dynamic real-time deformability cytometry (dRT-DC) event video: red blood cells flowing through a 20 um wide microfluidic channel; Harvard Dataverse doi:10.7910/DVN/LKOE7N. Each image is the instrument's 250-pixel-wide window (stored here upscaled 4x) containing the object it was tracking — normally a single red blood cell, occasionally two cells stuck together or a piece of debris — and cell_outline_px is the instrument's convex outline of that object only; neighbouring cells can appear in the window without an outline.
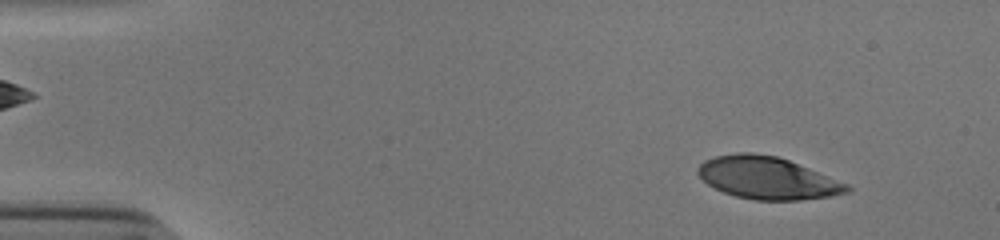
{"species": "human", "species_latin": "Homo sapiens", "temperature_condition": "cold", "stored_images_in_passage": 52, "camera_frame_rate_fps": 3000, "um_per_image_px": 0.085, "donor": {"sex": "male"}, "frame": {"image": 1, "passage_image": 5, "time_ms": 1.333, "image_size_px": [1000, 240], "cell_outline_px": [[852, 192], [832, 196], [800, 200], [752, 200], [736, 196], [724, 192], [708, 184], [696, 172], [696, 168], [704, 160], [716, 156], [736, 152], [752, 152], [776, 156], [788, 160], [848, 184], [852, 188]], "centroid_in_image_um": [65.23, 15.13], "position_along_channel_um": 19.8, "area_um2": 36.7}}
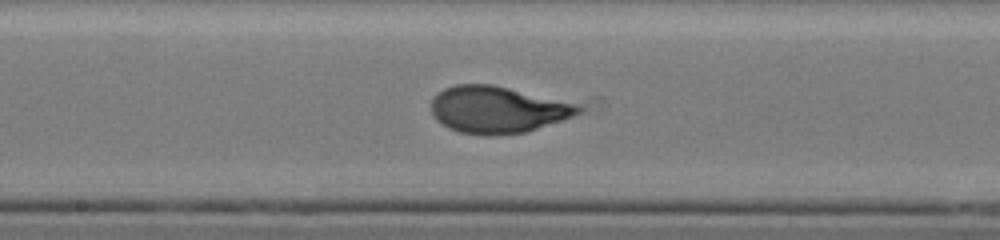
{"frame": {"image": 2, "passage_image": 28, "time_ms": 9.0, "image_size_px": [1000, 240], "cell_outline_px": [[584, 108], [580, 112], [572, 116], [524, 132], [484, 136], [460, 132], [448, 128], [436, 120], [432, 112], [432, 100], [444, 88], [456, 84], [492, 84], [580, 104]], "centroid_in_image_um": [42.27, 9.31], "position_along_channel_um": 205.9, "area_um2": 39.82}}
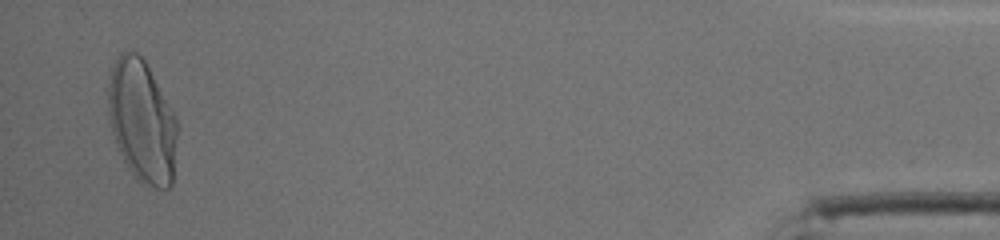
{"frame": {"image": 3, "passage_image": 51, "time_ms": 16.667, "image_size_px": [1000, 240], "cell_outline_px": [[176, 136], [172, 184], [168, 188], [156, 188], [136, 180], [124, 160], [116, 144], [112, 132], [108, 108], [108, 84], [112, 68], [120, 52], [128, 48], [132, 48], [144, 60], [176, 116]], "centroid_in_image_um": [12.05, 10.28], "position_along_channel_um": 423.1, "area_um2": 48.9}, "authors_computed_cell_mechanics": {"area_um2": 38.9861, "velocity_mm_per_s": 3.8313, "shape_relaxation_time_tau1_ms": 3.6561, "shape_relaxation_time_tau2_ms": null, "deformation_change_tau1": 0.2168, "deformation_change_tau2": null}}